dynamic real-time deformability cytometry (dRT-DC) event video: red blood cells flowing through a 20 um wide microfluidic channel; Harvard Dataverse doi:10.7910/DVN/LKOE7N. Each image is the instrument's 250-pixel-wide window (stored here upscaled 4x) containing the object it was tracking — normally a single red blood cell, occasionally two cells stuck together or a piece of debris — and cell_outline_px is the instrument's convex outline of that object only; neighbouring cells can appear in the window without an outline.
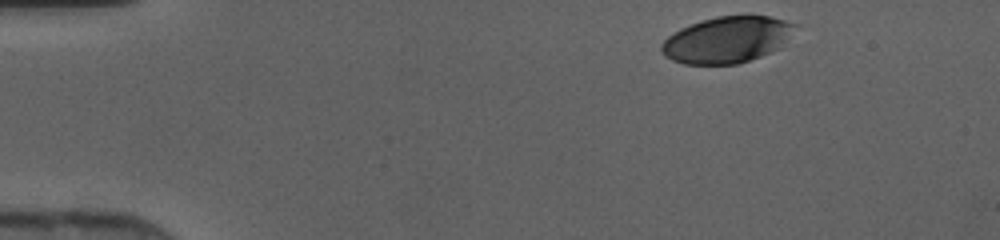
{"species": "human", "species_latin": "Homo sapiens", "temperature_condition": "cold", "stored_images_in_passage": 34, "camera_frame_rate_fps": 3000, "um_per_image_px": 0.085, "donor": {"sex": "female"}, "frame": {"image": 1, "passage_image": 1, "time_ms": 0.0, "image_size_px": [1000, 240], "cell_outline_px": [[800, 24], [780, 48], [772, 52], [736, 64], [684, 64], [672, 60], [664, 56], [660, 52], [660, 44], [668, 36], [680, 28], [700, 20], [716, 16], [748, 12], [768, 16]], "centroid_in_image_um": [61.82, 3.33], "position_along_channel_um": 23.2, "area_um2": 36.99}}
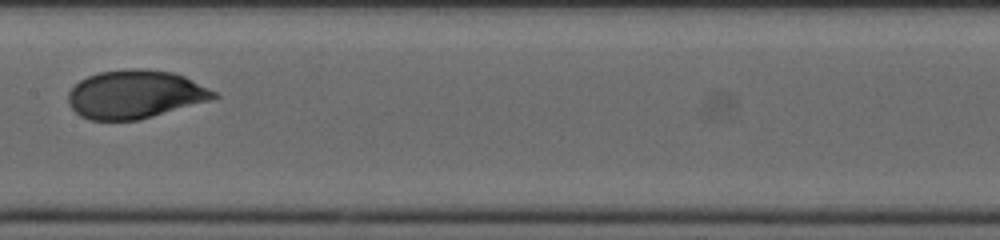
{"frame": {"image": 2, "passage_image": 19, "time_ms": 6.0, "image_size_px": [1000, 240], "cell_outline_px": [[220, 96], [212, 100], [140, 120], [88, 120], [80, 116], [68, 104], [68, 92], [80, 80], [88, 76], [100, 72], [124, 68], [140, 68], [172, 72], [184, 76], [216, 92]], "centroid_in_image_um": [11.48, 8.02], "position_along_channel_um": 195.9, "area_um2": 41.21}}
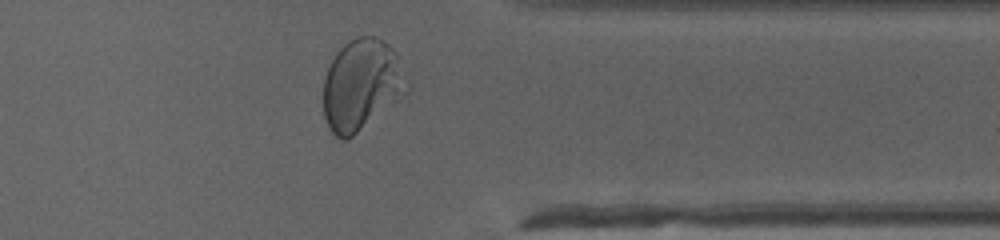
{"frame": {"image": 3, "passage_image": 32, "time_ms": 10.333, "image_size_px": [1000, 240], "cell_outline_px": [[408, 92], [348, 140], [344, 140], [336, 136], [328, 128], [324, 116], [324, 76], [336, 52], [348, 40], [356, 36], [372, 36], [388, 44], [400, 56], [408, 80]], "centroid_in_image_um": [30.75, 7.2], "position_along_channel_um": 380.7, "area_um2": 44.68}}